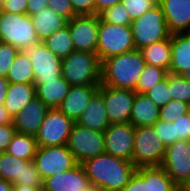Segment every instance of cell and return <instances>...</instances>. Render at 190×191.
Masks as SVG:
<instances>
[{
	"label": "cell",
	"mask_w": 190,
	"mask_h": 191,
	"mask_svg": "<svg viewBox=\"0 0 190 191\" xmlns=\"http://www.w3.org/2000/svg\"><path fill=\"white\" fill-rule=\"evenodd\" d=\"M82 165L92 186L102 191H122L136 171L132 162L106 152Z\"/></svg>",
	"instance_id": "cell-1"
},
{
	"label": "cell",
	"mask_w": 190,
	"mask_h": 191,
	"mask_svg": "<svg viewBox=\"0 0 190 191\" xmlns=\"http://www.w3.org/2000/svg\"><path fill=\"white\" fill-rule=\"evenodd\" d=\"M145 64L137 49L110 57L102 62L101 84L134 91Z\"/></svg>",
	"instance_id": "cell-2"
},
{
	"label": "cell",
	"mask_w": 190,
	"mask_h": 191,
	"mask_svg": "<svg viewBox=\"0 0 190 191\" xmlns=\"http://www.w3.org/2000/svg\"><path fill=\"white\" fill-rule=\"evenodd\" d=\"M101 68L97 53L73 51L62 59L61 75L71 86H100Z\"/></svg>",
	"instance_id": "cell-3"
},
{
	"label": "cell",
	"mask_w": 190,
	"mask_h": 191,
	"mask_svg": "<svg viewBox=\"0 0 190 191\" xmlns=\"http://www.w3.org/2000/svg\"><path fill=\"white\" fill-rule=\"evenodd\" d=\"M130 28L135 49L137 50H141L155 42L168 39L171 36L164 13L159 4L145 12L138 19L132 20Z\"/></svg>",
	"instance_id": "cell-4"
},
{
	"label": "cell",
	"mask_w": 190,
	"mask_h": 191,
	"mask_svg": "<svg viewBox=\"0 0 190 191\" xmlns=\"http://www.w3.org/2000/svg\"><path fill=\"white\" fill-rule=\"evenodd\" d=\"M133 50L135 45L130 26L109 24L99 18L97 54L101 63Z\"/></svg>",
	"instance_id": "cell-5"
},
{
	"label": "cell",
	"mask_w": 190,
	"mask_h": 191,
	"mask_svg": "<svg viewBox=\"0 0 190 191\" xmlns=\"http://www.w3.org/2000/svg\"><path fill=\"white\" fill-rule=\"evenodd\" d=\"M0 42L10 44L19 51L38 42L30 16L0 11Z\"/></svg>",
	"instance_id": "cell-6"
},
{
	"label": "cell",
	"mask_w": 190,
	"mask_h": 191,
	"mask_svg": "<svg viewBox=\"0 0 190 191\" xmlns=\"http://www.w3.org/2000/svg\"><path fill=\"white\" fill-rule=\"evenodd\" d=\"M165 151L153 126L135 127L132 163L136 168L161 166Z\"/></svg>",
	"instance_id": "cell-7"
},
{
	"label": "cell",
	"mask_w": 190,
	"mask_h": 191,
	"mask_svg": "<svg viewBox=\"0 0 190 191\" xmlns=\"http://www.w3.org/2000/svg\"><path fill=\"white\" fill-rule=\"evenodd\" d=\"M76 161L82 164L88 159L105 153L104 133L73 124L66 144Z\"/></svg>",
	"instance_id": "cell-8"
},
{
	"label": "cell",
	"mask_w": 190,
	"mask_h": 191,
	"mask_svg": "<svg viewBox=\"0 0 190 191\" xmlns=\"http://www.w3.org/2000/svg\"><path fill=\"white\" fill-rule=\"evenodd\" d=\"M33 162L43 180L79 164L66 145L38 147Z\"/></svg>",
	"instance_id": "cell-9"
},
{
	"label": "cell",
	"mask_w": 190,
	"mask_h": 191,
	"mask_svg": "<svg viewBox=\"0 0 190 191\" xmlns=\"http://www.w3.org/2000/svg\"><path fill=\"white\" fill-rule=\"evenodd\" d=\"M30 58L34 73V85L45 84L61 76L62 59L50 51L43 42H36L22 50Z\"/></svg>",
	"instance_id": "cell-10"
},
{
	"label": "cell",
	"mask_w": 190,
	"mask_h": 191,
	"mask_svg": "<svg viewBox=\"0 0 190 191\" xmlns=\"http://www.w3.org/2000/svg\"><path fill=\"white\" fill-rule=\"evenodd\" d=\"M73 124L58 108H50L35 136L38 147L66 145Z\"/></svg>",
	"instance_id": "cell-11"
},
{
	"label": "cell",
	"mask_w": 190,
	"mask_h": 191,
	"mask_svg": "<svg viewBox=\"0 0 190 191\" xmlns=\"http://www.w3.org/2000/svg\"><path fill=\"white\" fill-rule=\"evenodd\" d=\"M161 167L182 188L190 181V140H178L166 147Z\"/></svg>",
	"instance_id": "cell-12"
},
{
	"label": "cell",
	"mask_w": 190,
	"mask_h": 191,
	"mask_svg": "<svg viewBox=\"0 0 190 191\" xmlns=\"http://www.w3.org/2000/svg\"><path fill=\"white\" fill-rule=\"evenodd\" d=\"M122 191H181L161 166L139 167Z\"/></svg>",
	"instance_id": "cell-13"
},
{
	"label": "cell",
	"mask_w": 190,
	"mask_h": 191,
	"mask_svg": "<svg viewBox=\"0 0 190 191\" xmlns=\"http://www.w3.org/2000/svg\"><path fill=\"white\" fill-rule=\"evenodd\" d=\"M67 25L75 51L97 53L99 15H76Z\"/></svg>",
	"instance_id": "cell-14"
},
{
	"label": "cell",
	"mask_w": 190,
	"mask_h": 191,
	"mask_svg": "<svg viewBox=\"0 0 190 191\" xmlns=\"http://www.w3.org/2000/svg\"><path fill=\"white\" fill-rule=\"evenodd\" d=\"M99 92L103 95L110 124L130 122V114L136 95L133 90L100 84Z\"/></svg>",
	"instance_id": "cell-15"
},
{
	"label": "cell",
	"mask_w": 190,
	"mask_h": 191,
	"mask_svg": "<svg viewBox=\"0 0 190 191\" xmlns=\"http://www.w3.org/2000/svg\"><path fill=\"white\" fill-rule=\"evenodd\" d=\"M104 133L105 152L132 162L135 127L131 122L109 124Z\"/></svg>",
	"instance_id": "cell-16"
},
{
	"label": "cell",
	"mask_w": 190,
	"mask_h": 191,
	"mask_svg": "<svg viewBox=\"0 0 190 191\" xmlns=\"http://www.w3.org/2000/svg\"><path fill=\"white\" fill-rule=\"evenodd\" d=\"M92 187L82 164L43 180V191H88Z\"/></svg>",
	"instance_id": "cell-17"
},
{
	"label": "cell",
	"mask_w": 190,
	"mask_h": 191,
	"mask_svg": "<svg viewBox=\"0 0 190 191\" xmlns=\"http://www.w3.org/2000/svg\"><path fill=\"white\" fill-rule=\"evenodd\" d=\"M49 109L36 96L13 117L16 132L36 136Z\"/></svg>",
	"instance_id": "cell-18"
},
{
	"label": "cell",
	"mask_w": 190,
	"mask_h": 191,
	"mask_svg": "<svg viewBox=\"0 0 190 191\" xmlns=\"http://www.w3.org/2000/svg\"><path fill=\"white\" fill-rule=\"evenodd\" d=\"M171 34L190 32V0H159Z\"/></svg>",
	"instance_id": "cell-19"
},
{
	"label": "cell",
	"mask_w": 190,
	"mask_h": 191,
	"mask_svg": "<svg viewBox=\"0 0 190 191\" xmlns=\"http://www.w3.org/2000/svg\"><path fill=\"white\" fill-rule=\"evenodd\" d=\"M98 91L99 86H71L58 109L75 123Z\"/></svg>",
	"instance_id": "cell-20"
},
{
	"label": "cell",
	"mask_w": 190,
	"mask_h": 191,
	"mask_svg": "<svg viewBox=\"0 0 190 191\" xmlns=\"http://www.w3.org/2000/svg\"><path fill=\"white\" fill-rule=\"evenodd\" d=\"M76 123L90 130L100 132L107 129L110 122L103 95L99 91L92 97Z\"/></svg>",
	"instance_id": "cell-21"
},
{
	"label": "cell",
	"mask_w": 190,
	"mask_h": 191,
	"mask_svg": "<svg viewBox=\"0 0 190 191\" xmlns=\"http://www.w3.org/2000/svg\"><path fill=\"white\" fill-rule=\"evenodd\" d=\"M171 53L168 73L181 75L190 70V32L171 34Z\"/></svg>",
	"instance_id": "cell-22"
},
{
	"label": "cell",
	"mask_w": 190,
	"mask_h": 191,
	"mask_svg": "<svg viewBox=\"0 0 190 191\" xmlns=\"http://www.w3.org/2000/svg\"><path fill=\"white\" fill-rule=\"evenodd\" d=\"M39 42H44L49 36L67 25V20L46 7L30 16Z\"/></svg>",
	"instance_id": "cell-23"
},
{
	"label": "cell",
	"mask_w": 190,
	"mask_h": 191,
	"mask_svg": "<svg viewBox=\"0 0 190 191\" xmlns=\"http://www.w3.org/2000/svg\"><path fill=\"white\" fill-rule=\"evenodd\" d=\"M159 109L145 94L136 93L130 122L134 127L153 126L159 120Z\"/></svg>",
	"instance_id": "cell-24"
},
{
	"label": "cell",
	"mask_w": 190,
	"mask_h": 191,
	"mask_svg": "<svg viewBox=\"0 0 190 191\" xmlns=\"http://www.w3.org/2000/svg\"><path fill=\"white\" fill-rule=\"evenodd\" d=\"M36 96L49 108H58L67 96L71 85L62 77L35 85Z\"/></svg>",
	"instance_id": "cell-25"
},
{
	"label": "cell",
	"mask_w": 190,
	"mask_h": 191,
	"mask_svg": "<svg viewBox=\"0 0 190 191\" xmlns=\"http://www.w3.org/2000/svg\"><path fill=\"white\" fill-rule=\"evenodd\" d=\"M36 97V87L34 84L10 83L4 107L9 114L14 117L22 108Z\"/></svg>",
	"instance_id": "cell-26"
},
{
	"label": "cell",
	"mask_w": 190,
	"mask_h": 191,
	"mask_svg": "<svg viewBox=\"0 0 190 191\" xmlns=\"http://www.w3.org/2000/svg\"><path fill=\"white\" fill-rule=\"evenodd\" d=\"M145 63L161 67L169 72L171 64V36L140 50Z\"/></svg>",
	"instance_id": "cell-27"
},
{
	"label": "cell",
	"mask_w": 190,
	"mask_h": 191,
	"mask_svg": "<svg viewBox=\"0 0 190 191\" xmlns=\"http://www.w3.org/2000/svg\"><path fill=\"white\" fill-rule=\"evenodd\" d=\"M37 148L38 145L35 136L16 132L6 152L17 158L32 161Z\"/></svg>",
	"instance_id": "cell-28"
},
{
	"label": "cell",
	"mask_w": 190,
	"mask_h": 191,
	"mask_svg": "<svg viewBox=\"0 0 190 191\" xmlns=\"http://www.w3.org/2000/svg\"><path fill=\"white\" fill-rule=\"evenodd\" d=\"M9 83L33 84L34 73L30 58L23 51H19L7 76Z\"/></svg>",
	"instance_id": "cell-29"
},
{
	"label": "cell",
	"mask_w": 190,
	"mask_h": 191,
	"mask_svg": "<svg viewBox=\"0 0 190 191\" xmlns=\"http://www.w3.org/2000/svg\"><path fill=\"white\" fill-rule=\"evenodd\" d=\"M43 43L61 59L75 51L68 25L49 36Z\"/></svg>",
	"instance_id": "cell-30"
},
{
	"label": "cell",
	"mask_w": 190,
	"mask_h": 191,
	"mask_svg": "<svg viewBox=\"0 0 190 191\" xmlns=\"http://www.w3.org/2000/svg\"><path fill=\"white\" fill-rule=\"evenodd\" d=\"M167 75V70L146 63L143 68V73L141 74L136 84V87L134 88V92L139 94H146L157 83L164 80Z\"/></svg>",
	"instance_id": "cell-31"
},
{
	"label": "cell",
	"mask_w": 190,
	"mask_h": 191,
	"mask_svg": "<svg viewBox=\"0 0 190 191\" xmlns=\"http://www.w3.org/2000/svg\"><path fill=\"white\" fill-rule=\"evenodd\" d=\"M27 162V160L17 158L7 152L0 153V178L10 183L21 180L23 166Z\"/></svg>",
	"instance_id": "cell-32"
},
{
	"label": "cell",
	"mask_w": 190,
	"mask_h": 191,
	"mask_svg": "<svg viewBox=\"0 0 190 191\" xmlns=\"http://www.w3.org/2000/svg\"><path fill=\"white\" fill-rule=\"evenodd\" d=\"M168 87L172 100L190 104V82L181 75L168 73Z\"/></svg>",
	"instance_id": "cell-33"
},
{
	"label": "cell",
	"mask_w": 190,
	"mask_h": 191,
	"mask_svg": "<svg viewBox=\"0 0 190 191\" xmlns=\"http://www.w3.org/2000/svg\"><path fill=\"white\" fill-rule=\"evenodd\" d=\"M99 18L109 24H115L119 26H130L132 20L130 19L126 9L121 3L112 7H108L99 14Z\"/></svg>",
	"instance_id": "cell-34"
},
{
	"label": "cell",
	"mask_w": 190,
	"mask_h": 191,
	"mask_svg": "<svg viewBox=\"0 0 190 191\" xmlns=\"http://www.w3.org/2000/svg\"><path fill=\"white\" fill-rule=\"evenodd\" d=\"M190 104L184 101L170 100L159 109V120L174 122L183 114L189 113Z\"/></svg>",
	"instance_id": "cell-35"
},
{
	"label": "cell",
	"mask_w": 190,
	"mask_h": 191,
	"mask_svg": "<svg viewBox=\"0 0 190 191\" xmlns=\"http://www.w3.org/2000/svg\"><path fill=\"white\" fill-rule=\"evenodd\" d=\"M158 2L159 0H122L120 3L126 9L130 19L135 20L158 5Z\"/></svg>",
	"instance_id": "cell-36"
},
{
	"label": "cell",
	"mask_w": 190,
	"mask_h": 191,
	"mask_svg": "<svg viewBox=\"0 0 190 191\" xmlns=\"http://www.w3.org/2000/svg\"><path fill=\"white\" fill-rule=\"evenodd\" d=\"M13 185H25L30 187L42 188L43 179L36 169L35 163L28 161L23 166V172L21 173V180H15Z\"/></svg>",
	"instance_id": "cell-37"
},
{
	"label": "cell",
	"mask_w": 190,
	"mask_h": 191,
	"mask_svg": "<svg viewBox=\"0 0 190 191\" xmlns=\"http://www.w3.org/2000/svg\"><path fill=\"white\" fill-rule=\"evenodd\" d=\"M159 108L165 106L171 99L168 87V75L161 82L157 83L145 94Z\"/></svg>",
	"instance_id": "cell-38"
},
{
	"label": "cell",
	"mask_w": 190,
	"mask_h": 191,
	"mask_svg": "<svg viewBox=\"0 0 190 191\" xmlns=\"http://www.w3.org/2000/svg\"><path fill=\"white\" fill-rule=\"evenodd\" d=\"M18 52L14 46L0 42V77L7 78Z\"/></svg>",
	"instance_id": "cell-39"
},
{
	"label": "cell",
	"mask_w": 190,
	"mask_h": 191,
	"mask_svg": "<svg viewBox=\"0 0 190 191\" xmlns=\"http://www.w3.org/2000/svg\"><path fill=\"white\" fill-rule=\"evenodd\" d=\"M153 127L166 147L175 142V130L173 122L158 120Z\"/></svg>",
	"instance_id": "cell-40"
},
{
	"label": "cell",
	"mask_w": 190,
	"mask_h": 191,
	"mask_svg": "<svg viewBox=\"0 0 190 191\" xmlns=\"http://www.w3.org/2000/svg\"><path fill=\"white\" fill-rule=\"evenodd\" d=\"M48 7L56 14H59L67 21H70L77 14L74 12L71 0H47Z\"/></svg>",
	"instance_id": "cell-41"
},
{
	"label": "cell",
	"mask_w": 190,
	"mask_h": 191,
	"mask_svg": "<svg viewBox=\"0 0 190 191\" xmlns=\"http://www.w3.org/2000/svg\"><path fill=\"white\" fill-rule=\"evenodd\" d=\"M175 142L178 140H190V115L183 114L174 122Z\"/></svg>",
	"instance_id": "cell-42"
},
{
	"label": "cell",
	"mask_w": 190,
	"mask_h": 191,
	"mask_svg": "<svg viewBox=\"0 0 190 191\" xmlns=\"http://www.w3.org/2000/svg\"><path fill=\"white\" fill-rule=\"evenodd\" d=\"M28 0H5L0 11L13 14H27Z\"/></svg>",
	"instance_id": "cell-43"
},
{
	"label": "cell",
	"mask_w": 190,
	"mask_h": 191,
	"mask_svg": "<svg viewBox=\"0 0 190 191\" xmlns=\"http://www.w3.org/2000/svg\"><path fill=\"white\" fill-rule=\"evenodd\" d=\"M71 3L77 15L95 14V0H71Z\"/></svg>",
	"instance_id": "cell-44"
},
{
	"label": "cell",
	"mask_w": 190,
	"mask_h": 191,
	"mask_svg": "<svg viewBox=\"0 0 190 191\" xmlns=\"http://www.w3.org/2000/svg\"><path fill=\"white\" fill-rule=\"evenodd\" d=\"M15 133L13 124L0 125V153L6 152Z\"/></svg>",
	"instance_id": "cell-45"
},
{
	"label": "cell",
	"mask_w": 190,
	"mask_h": 191,
	"mask_svg": "<svg viewBox=\"0 0 190 191\" xmlns=\"http://www.w3.org/2000/svg\"><path fill=\"white\" fill-rule=\"evenodd\" d=\"M46 7H48L47 0H28L27 14L34 15Z\"/></svg>",
	"instance_id": "cell-46"
},
{
	"label": "cell",
	"mask_w": 190,
	"mask_h": 191,
	"mask_svg": "<svg viewBox=\"0 0 190 191\" xmlns=\"http://www.w3.org/2000/svg\"><path fill=\"white\" fill-rule=\"evenodd\" d=\"M122 0H95V14H99L108 7L119 4Z\"/></svg>",
	"instance_id": "cell-47"
},
{
	"label": "cell",
	"mask_w": 190,
	"mask_h": 191,
	"mask_svg": "<svg viewBox=\"0 0 190 191\" xmlns=\"http://www.w3.org/2000/svg\"><path fill=\"white\" fill-rule=\"evenodd\" d=\"M9 84L7 78L0 77V105H4Z\"/></svg>",
	"instance_id": "cell-48"
},
{
	"label": "cell",
	"mask_w": 190,
	"mask_h": 191,
	"mask_svg": "<svg viewBox=\"0 0 190 191\" xmlns=\"http://www.w3.org/2000/svg\"><path fill=\"white\" fill-rule=\"evenodd\" d=\"M13 124V117L9 114L4 105H0V125Z\"/></svg>",
	"instance_id": "cell-49"
},
{
	"label": "cell",
	"mask_w": 190,
	"mask_h": 191,
	"mask_svg": "<svg viewBox=\"0 0 190 191\" xmlns=\"http://www.w3.org/2000/svg\"><path fill=\"white\" fill-rule=\"evenodd\" d=\"M12 191H43L42 188L30 187L25 185H13Z\"/></svg>",
	"instance_id": "cell-50"
},
{
	"label": "cell",
	"mask_w": 190,
	"mask_h": 191,
	"mask_svg": "<svg viewBox=\"0 0 190 191\" xmlns=\"http://www.w3.org/2000/svg\"><path fill=\"white\" fill-rule=\"evenodd\" d=\"M13 184L0 178V191H12Z\"/></svg>",
	"instance_id": "cell-51"
},
{
	"label": "cell",
	"mask_w": 190,
	"mask_h": 191,
	"mask_svg": "<svg viewBox=\"0 0 190 191\" xmlns=\"http://www.w3.org/2000/svg\"><path fill=\"white\" fill-rule=\"evenodd\" d=\"M181 76L185 79V80H188L190 82V70L189 69H186L182 74Z\"/></svg>",
	"instance_id": "cell-52"
},
{
	"label": "cell",
	"mask_w": 190,
	"mask_h": 191,
	"mask_svg": "<svg viewBox=\"0 0 190 191\" xmlns=\"http://www.w3.org/2000/svg\"><path fill=\"white\" fill-rule=\"evenodd\" d=\"M181 191H190V181L181 188Z\"/></svg>",
	"instance_id": "cell-53"
},
{
	"label": "cell",
	"mask_w": 190,
	"mask_h": 191,
	"mask_svg": "<svg viewBox=\"0 0 190 191\" xmlns=\"http://www.w3.org/2000/svg\"><path fill=\"white\" fill-rule=\"evenodd\" d=\"M88 191H102V190L92 186Z\"/></svg>",
	"instance_id": "cell-54"
},
{
	"label": "cell",
	"mask_w": 190,
	"mask_h": 191,
	"mask_svg": "<svg viewBox=\"0 0 190 191\" xmlns=\"http://www.w3.org/2000/svg\"><path fill=\"white\" fill-rule=\"evenodd\" d=\"M4 1H5V0H0V7L2 6V4H3Z\"/></svg>",
	"instance_id": "cell-55"
}]
</instances>
